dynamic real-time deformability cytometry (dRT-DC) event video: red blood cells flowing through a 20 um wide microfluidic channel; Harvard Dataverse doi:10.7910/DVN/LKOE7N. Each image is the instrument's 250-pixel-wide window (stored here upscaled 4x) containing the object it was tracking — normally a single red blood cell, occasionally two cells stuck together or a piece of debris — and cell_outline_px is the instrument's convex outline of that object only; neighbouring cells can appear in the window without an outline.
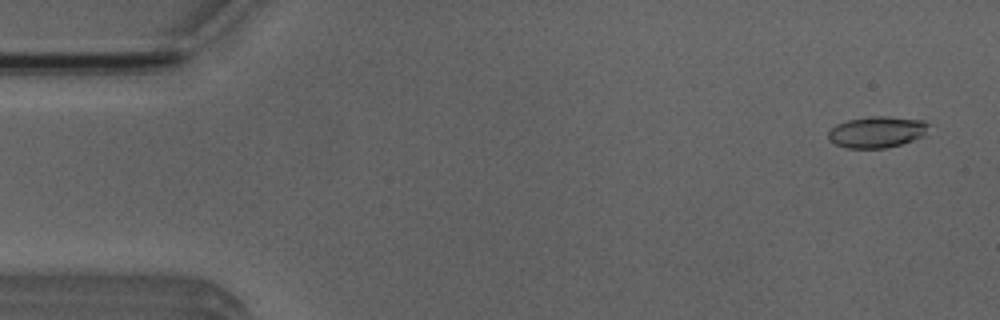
{"species": "Egyptian fruit bat (a non-hibernating species)", "species_latin": "Rousettus aegyptiacus", "temperature_condition": "room temperature", "stored_images_in_passage": 52, "camera_frame_rate_fps": 3000, "um_per_image_px": 0.085, "animal": {"sex": "male"}, "frame": {"image": 1, "passage_image": 3, "time_ms": 0.667, "image_size_px": [1000, 320], "cell_outline_px": [[928, 124], [924, 136], [900, 144], [884, 148], [848, 148], [836, 144], [828, 140], [828, 132], [836, 124], [848, 120], [872, 116], [888, 116], [924, 120]], "centroid_in_image_um": [74.52, 11.21], "position_along_channel_um": 10.5, "area_um2": 18.21}}
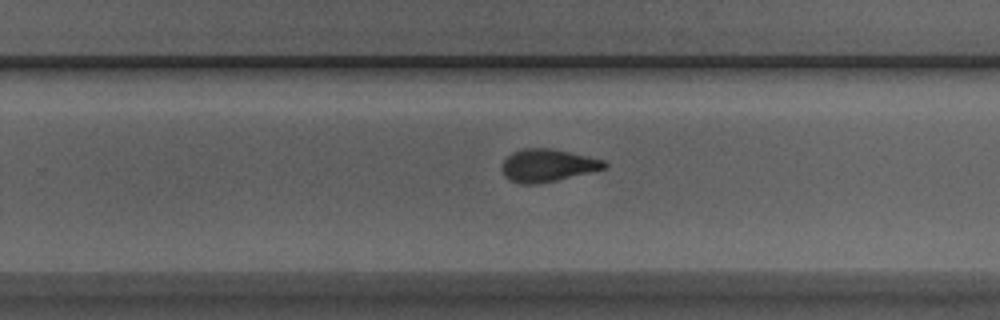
{"frame": {"image": 2, "passage_image": 33, "time_ms": 10.667, "image_size_px": [1000, 320], "cell_outline_px": [[608, 168], [592, 172], [540, 184], [520, 184], [508, 180], [504, 176], [504, 160], [512, 152], [524, 148], [548, 148], [568, 152], [604, 160], [608, 164]], "centroid_in_image_um": [46.57, 14.08], "position_along_channel_um": 283.2, "area_um2": 19.42}}
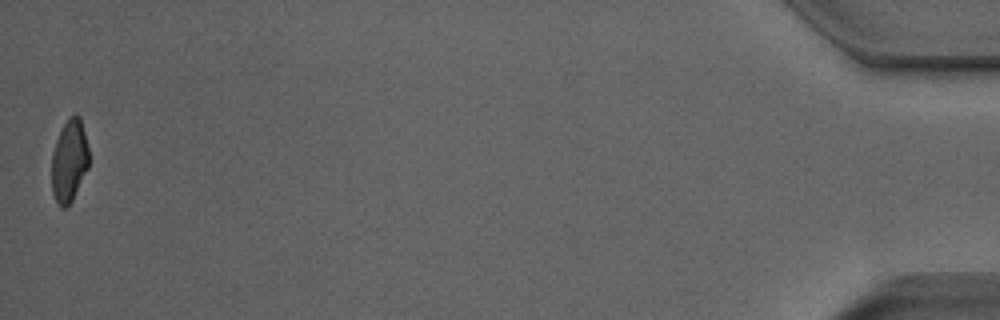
{"frame": {"image": 3, "passage_image": 52, "time_ms": 17.0, "image_size_px": [1000, 320], "cell_outline_px": [[88, 168], [72, 200], [64, 208], [60, 208], [52, 192], [52, 152], [56, 140], [64, 124], [76, 112], [80, 116], [88, 148]], "centroid_in_image_um": [5.88, 13.67], "position_along_channel_um": 429.3, "area_um2": 17.63}, "authors_computed_cell_mechanics": {"area_um2": 19.1318, "velocity_mm_per_s": 3.9347, "shape_relaxation_time_tau1_ms": 8.7388, "shape_relaxation_time_tau2_ms": 1.8419, "deformation_change_tau1": 0.2388, "deformation_change_tau2": 0.0953}}